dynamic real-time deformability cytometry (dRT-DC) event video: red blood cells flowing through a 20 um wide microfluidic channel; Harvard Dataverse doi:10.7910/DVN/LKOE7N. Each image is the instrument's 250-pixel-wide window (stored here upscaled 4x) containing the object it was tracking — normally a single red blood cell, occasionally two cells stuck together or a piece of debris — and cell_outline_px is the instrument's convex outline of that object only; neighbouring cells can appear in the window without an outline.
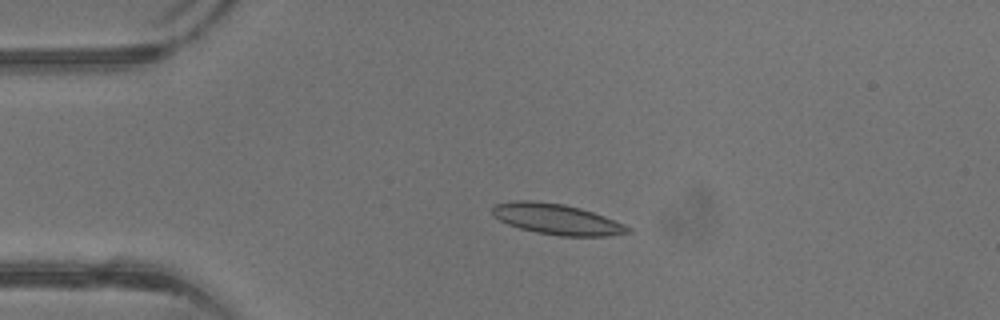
{"species": "common noctule bat (a hibernating species)", "species_latin": "Nyctalus noctula", "temperature_condition": "warm", "stored_images_in_passage": 33, "camera_frame_rate_fps": 3000, "um_per_image_px": 0.085, "animal": {"sex": "male", "body_mass_g": 13.3}, "frame": {"image": 1, "passage_image": 1, "time_ms": 0.0, "image_size_px": [1000, 320], "cell_outline_px": [[632, 232], [604, 236], [560, 236], [536, 232], [520, 228], [508, 224], [500, 220], [492, 212], [492, 208], [496, 204], [516, 200], [528, 200], [564, 204], [580, 208], [604, 216], [624, 224], [632, 228]], "centroid_in_image_um": [47.35, 18.63], "position_along_channel_um": 37.7, "area_um2": 23.99}}
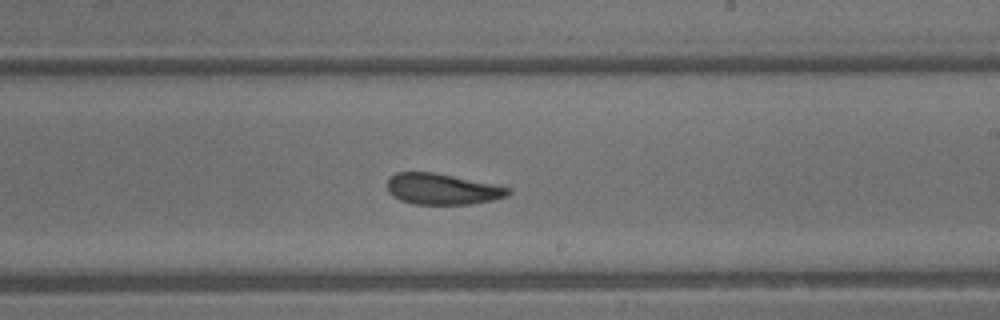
{"frame": {"image": 2, "passage_image": 16, "time_ms": 5.0, "image_size_px": [1000, 320], "cell_outline_px": [[512, 192], [508, 196], [492, 200], [472, 204], [412, 204], [400, 200], [392, 196], [388, 192], [388, 176], [396, 172], [436, 172], [512, 188]], "centroid_in_image_um": [37.58, 16.06], "position_along_channel_um": 251.4, "area_um2": 22.08}}
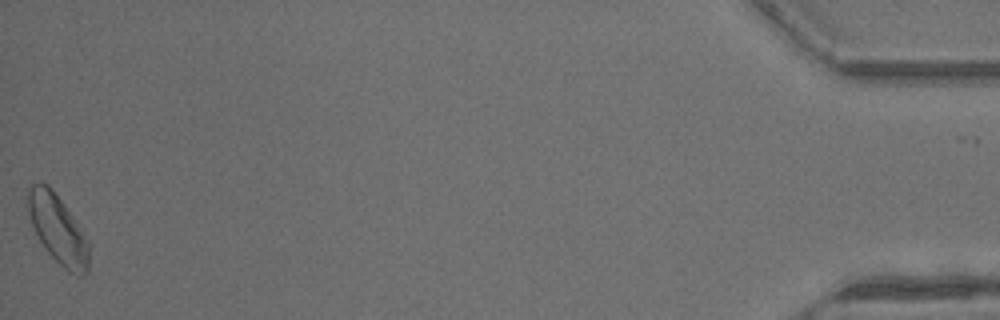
{"frame": {"image": 3, "passage_image": 33, "time_ms": 10.667, "image_size_px": [1000, 320], "cell_outline_px": [[88, 272], [84, 276], [76, 276], [68, 272], [48, 252], [40, 240], [32, 224], [28, 212], [28, 192], [32, 184], [48, 184], [52, 188], [72, 216], [88, 244]], "centroid_in_image_um": [4.91, 19.52], "position_along_channel_um": 430.3, "area_um2": 23.64}, "authors_computed_cell_mechanics": {"area_um2": 22.4842, "velocity_mm_per_s": 4.9736, "shape_relaxation_time_tau1_ms": 2.9899, "shape_relaxation_time_tau2_ms": 3.9368, "deformation_change_tau1": 0.0919, "deformation_change_tau2": 0.1038}}